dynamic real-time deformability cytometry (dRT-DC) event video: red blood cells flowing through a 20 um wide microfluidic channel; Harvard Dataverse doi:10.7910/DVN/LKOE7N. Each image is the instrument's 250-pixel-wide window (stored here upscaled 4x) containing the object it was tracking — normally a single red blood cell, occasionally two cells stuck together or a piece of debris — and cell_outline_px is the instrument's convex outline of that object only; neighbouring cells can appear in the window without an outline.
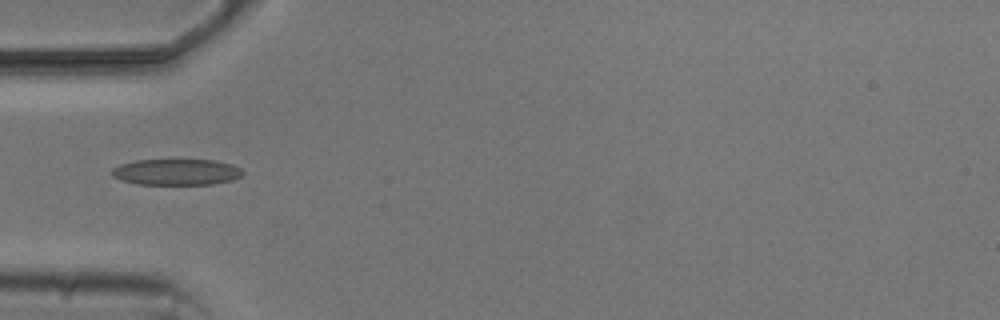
{"species": "common noctule bat (a hibernating species)", "species_latin": "Nyctalus noctula", "temperature_condition": "cold", "stored_images_in_passage": 4, "camera_frame_rate_fps": 3000, "um_per_image_px": 0.085, "animal": {"sex": "male", "body_mass_g": 20.5, "forearm_length_mm": 52.5}, "frame": {"image": 1, "passage_image": 4, "time_ms": 5.0, "image_size_px": [1000, 320], "cell_outline_px": [[244, 172], [240, 176], [232, 180], [212, 184], [140, 184], [124, 180], [112, 176], [112, 168], [120, 164], [136, 160], [212, 160], [232, 164], [240, 168]], "centroid_in_image_um": [15.01, 14.61], "position_along_channel_um": 70.0, "area_um2": 19.71}}